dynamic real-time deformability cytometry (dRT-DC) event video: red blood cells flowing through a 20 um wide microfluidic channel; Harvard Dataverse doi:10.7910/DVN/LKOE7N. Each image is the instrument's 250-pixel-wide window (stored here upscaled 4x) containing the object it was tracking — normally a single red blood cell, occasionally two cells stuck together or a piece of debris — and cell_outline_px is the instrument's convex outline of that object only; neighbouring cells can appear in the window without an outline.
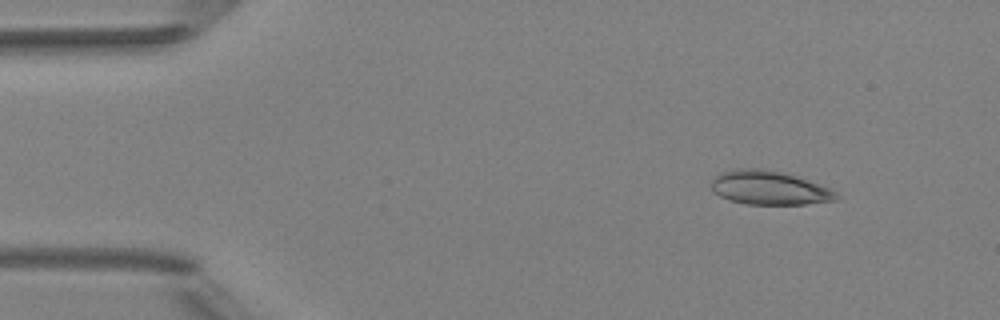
{"species": "Egyptian fruit bat (a non-hibernating species)", "species_latin": "Rousettus aegyptiacus", "temperature_condition": "room temperature", "stored_images_in_passage": 4, "camera_frame_rate_fps": 3000, "um_per_image_px": 0.085, "animal": {"sex": "female"}, "frame": {"image": 1, "passage_image": 1, "time_ms": 0.0, "image_size_px": [1000, 320], "cell_outline_px": [[840, 196], [836, 200], [804, 204], [744, 204], [720, 196], [712, 188], [712, 180], [720, 172], [736, 168], [764, 168], [796, 176], [832, 188]], "centroid_in_image_um": [65.41, 15.95], "position_along_channel_um": 19.6, "area_um2": 24.62}}